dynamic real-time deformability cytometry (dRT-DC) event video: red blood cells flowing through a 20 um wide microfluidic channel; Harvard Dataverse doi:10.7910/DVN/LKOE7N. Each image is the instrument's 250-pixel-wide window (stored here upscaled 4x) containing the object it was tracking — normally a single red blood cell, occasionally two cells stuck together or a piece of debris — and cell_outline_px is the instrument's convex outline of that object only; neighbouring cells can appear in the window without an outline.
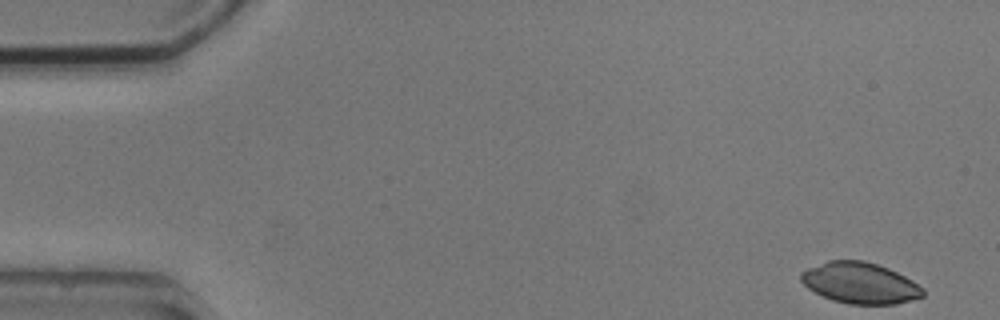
{"species": "common noctule bat (a hibernating species)", "species_latin": "Nyctalus noctula", "temperature_condition": "cold", "stored_images_in_passage": 5, "camera_frame_rate_fps": 3000, "um_per_image_px": 0.085, "animal": {"sex": "male", "body_mass_g": 20.5, "forearm_length_mm": 52.5}, "frame": {"image": 1, "passage_image": 1, "time_ms": 0.0, "image_size_px": [1000, 320], "cell_outline_px": [[924, 296], [896, 304], [848, 304], [832, 300], [808, 288], [800, 280], [800, 272], [808, 268], [828, 260], [864, 260], [888, 268], [912, 280], [924, 288]], "centroid_in_image_um": [73.1, 24.05], "position_along_channel_um": 11.9, "area_um2": 29.13}}